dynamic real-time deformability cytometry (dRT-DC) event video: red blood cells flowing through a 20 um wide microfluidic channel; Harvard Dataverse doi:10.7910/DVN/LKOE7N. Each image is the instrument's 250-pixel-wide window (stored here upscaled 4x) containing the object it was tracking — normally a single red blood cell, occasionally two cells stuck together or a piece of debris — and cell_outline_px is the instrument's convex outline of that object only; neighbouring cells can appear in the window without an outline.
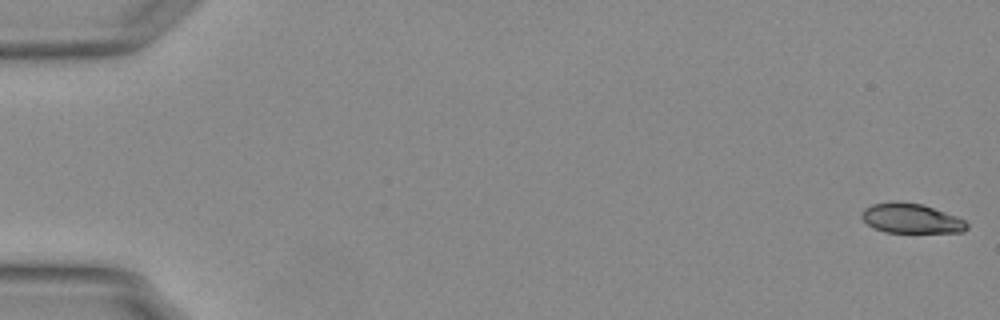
{"species": "Egyptian fruit bat (a non-hibernating species)", "species_latin": "Rousettus aegyptiacus", "temperature_condition": "warm", "stored_images_in_passage": 50, "camera_frame_rate_fps": 3000, "um_per_image_px": 0.085, "animal": {"sex": "female"}, "frame": {"image": 1, "passage_image": 1, "time_ms": 0.0, "image_size_px": [1000, 320], "cell_outline_px": [[968, 228], [964, 232], [884, 232], [868, 224], [860, 216], [864, 208], [872, 204], [920, 204], [956, 216], [964, 220], [968, 224]], "centroid_in_image_um": [77.48, 18.61], "position_along_channel_um": 7.5, "area_um2": 17.4}}
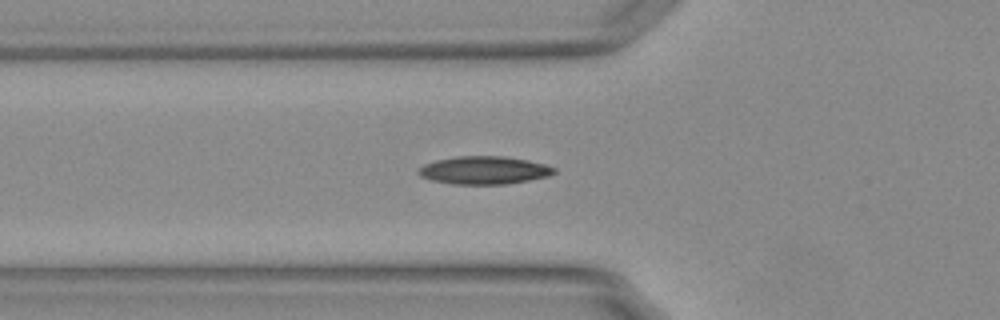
{"frame": {"image": 2, "passage_image": 20, "time_ms": 6.333, "image_size_px": [1000, 320], "cell_outline_px": [[556, 172], [548, 176], [528, 180], [504, 184], [452, 184], [432, 180], [420, 176], [416, 172], [424, 164], [436, 160], [456, 156], [504, 156], [528, 160], [544, 164], [556, 168]], "centroid_in_image_um": [41.13, 14.46], "position_along_channel_um": 84.7, "area_um2": 22.02}}
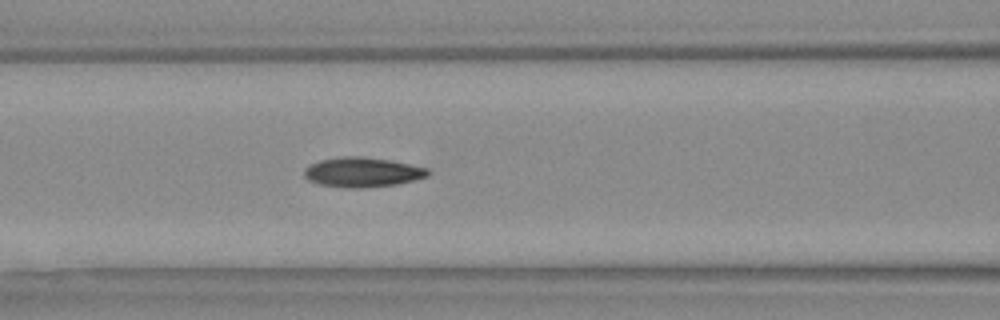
{"frame": {"image": 3, "passage_image": 24, "time_ms": 7.667, "image_size_px": [1000, 320], "cell_outline_px": [[432, 172], [428, 176], [396, 184], [360, 188], [352, 188], [320, 184], [308, 180], [304, 176], [304, 168], [320, 160], [344, 156], [364, 156], [388, 160], [428, 168]], "centroid_in_image_um": [30.8, 14.63], "position_along_channel_um": 135.8, "area_um2": 21.21}}